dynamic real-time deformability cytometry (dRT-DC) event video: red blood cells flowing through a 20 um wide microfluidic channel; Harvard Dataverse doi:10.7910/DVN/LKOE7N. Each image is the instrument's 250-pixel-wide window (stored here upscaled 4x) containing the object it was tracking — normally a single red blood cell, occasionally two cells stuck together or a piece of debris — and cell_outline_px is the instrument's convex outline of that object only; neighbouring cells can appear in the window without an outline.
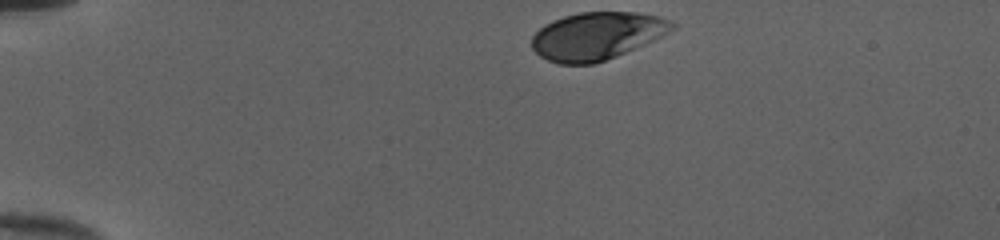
{"species": "human", "species_latin": "Homo sapiens", "temperature_condition": "cold", "stored_images_in_passage": 34, "camera_frame_rate_fps": 3000, "um_per_image_px": 0.085, "donor": {"sex": "female"}, "frame": {"image": 1, "passage_image": 1, "time_ms": 0.0, "image_size_px": [1000, 240], "cell_outline_px": [[676, 28], [644, 44], [616, 56], [592, 64], [560, 64], [548, 60], [540, 56], [532, 48], [532, 36], [544, 24], [552, 20], [564, 16], [580, 12], [636, 12], [656, 16], [668, 20], [676, 24]], "centroid_in_image_um": [50.7, 3.05], "position_along_channel_um": 34.3, "area_um2": 38.61}}
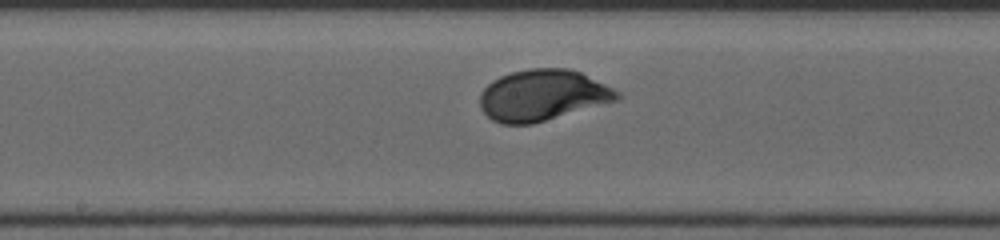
{"frame": {"image": 2, "passage_image": 19, "time_ms": 6.0, "image_size_px": [1000, 240], "cell_outline_px": [[624, 96], [620, 100], [532, 124], [500, 124], [492, 120], [480, 108], [480, 92], [492, 80], [500, 76], [512, 72], [528, 68], [568, 68], [580, 72], [620, 92]], "centroid_in_image_um": [46.12, 8.1], "position_along_channel_um": 202.1, "area_um2": 41.04}}
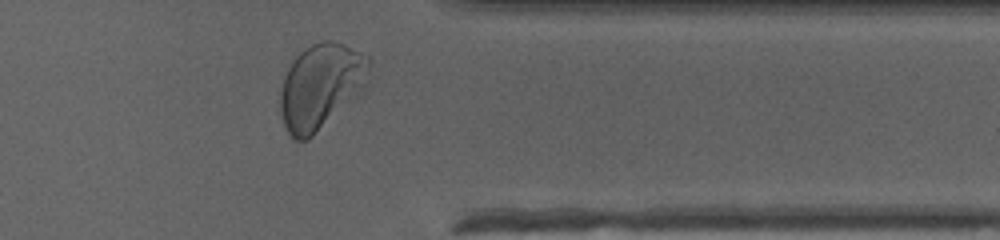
{"frame": {"image": 3, "passage_image": 33, "time_ms": 10.667, "image_size_px": [1000, 240], "cell_outline_px": [[372, 60], [368, 88], [360, 96], [308, 140], [292, 140], [284, 124], [280, 112], [280, 92], [284, 76], [288, 68], [296, 56], [300, 52], [312, 44], [320, 40], [332, 40], [344, 44], [372, 56]], "centroid_in_image_um": [27.36, 7.33], "position_along_channel_um": 384.0, "area_um2": 45.55}, "authors_computed_cell_mechanics": {"area_um2": 40.0843, "velocity_mm_per_s": 3.9871, "shape_relaxation_time_tau1_ms": 1.8223, "shape_relaxation_time_tau2_ms": null, "deformation_change_tau1": 0.1368, "deformation_change_tau2": null}}